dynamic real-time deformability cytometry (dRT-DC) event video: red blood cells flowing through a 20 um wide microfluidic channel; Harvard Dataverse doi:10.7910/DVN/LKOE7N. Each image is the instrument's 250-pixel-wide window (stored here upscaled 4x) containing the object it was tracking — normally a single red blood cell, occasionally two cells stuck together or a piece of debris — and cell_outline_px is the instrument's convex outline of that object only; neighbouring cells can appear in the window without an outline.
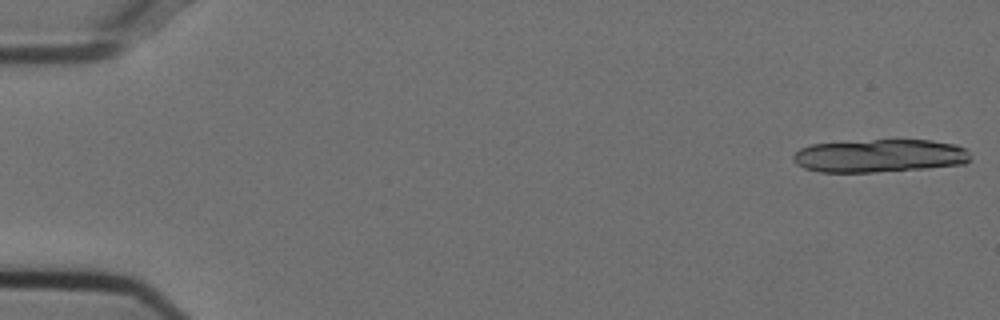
{"species": "Egyptian fruit bat (a non-hibernating species)", "species_latin": "Rousettus aegyptiacus", "temperature_condition": "cold", "stored_images_in_passage": 19, "camera_frame_rate_fps": 3000, "um_per_image_px": 0.085, "animal": {"sex": "female"}, "frame": {"image": 1, "passage_image": 1, "time_ms": 0.0, "image_size_px": [1000, 320], "cell_outline_px": [[972, 160], [964, 164], [924, 168], [876, 172], [820, 172], [804, 168], [796, 164], [792, 160], [792, 156], [800, 148], [812, 144], [872, 140], [932, 140], [956, 144], [964, 148], [968, 152]], "centroid_in_image_um": [74.77, 13.24], "position_along_channel_um": 10.2, "area_um2": 34.22}}